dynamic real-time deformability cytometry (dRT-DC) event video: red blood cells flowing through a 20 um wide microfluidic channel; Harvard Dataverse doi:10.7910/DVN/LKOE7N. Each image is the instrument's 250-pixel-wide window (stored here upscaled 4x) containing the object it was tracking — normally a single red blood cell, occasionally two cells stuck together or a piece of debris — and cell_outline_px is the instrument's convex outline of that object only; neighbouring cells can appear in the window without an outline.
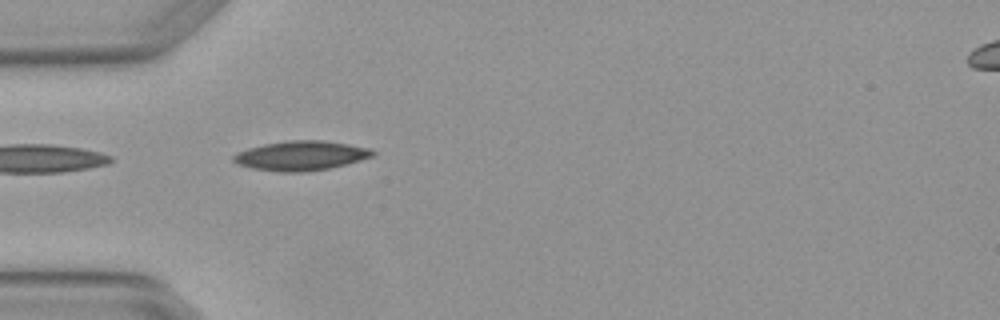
{"species": "Egyptian fruit bat (a non-hibernating species)", "species_latin": "Rousettus aegyptiacus", "temperature_condition": "warm", "stored_images_in_passage": 5, "camera_frame_rate_fps": 3000, "um_per_image_px": 0.085, "animal": {"sex": "female"}, "frame": {"image": 1, "passage_image": 5, "time_ms": 1.333, "image_size_px": [1000, 320], "cell_outline_px": [[376, 152], [372, 156], [360, 160], [328, 168], [300, 172], [280, 172], [252, 168], [236, 164], [232, 160], [232, 156], [248, 148], [264, 144], [292, 140], [320, 140], [348, 144], [368, 148]], "centroid_in_image_um": [25.54, 13.23], "position_along_channel_um": 59.5, "area_um2": 23.58}}